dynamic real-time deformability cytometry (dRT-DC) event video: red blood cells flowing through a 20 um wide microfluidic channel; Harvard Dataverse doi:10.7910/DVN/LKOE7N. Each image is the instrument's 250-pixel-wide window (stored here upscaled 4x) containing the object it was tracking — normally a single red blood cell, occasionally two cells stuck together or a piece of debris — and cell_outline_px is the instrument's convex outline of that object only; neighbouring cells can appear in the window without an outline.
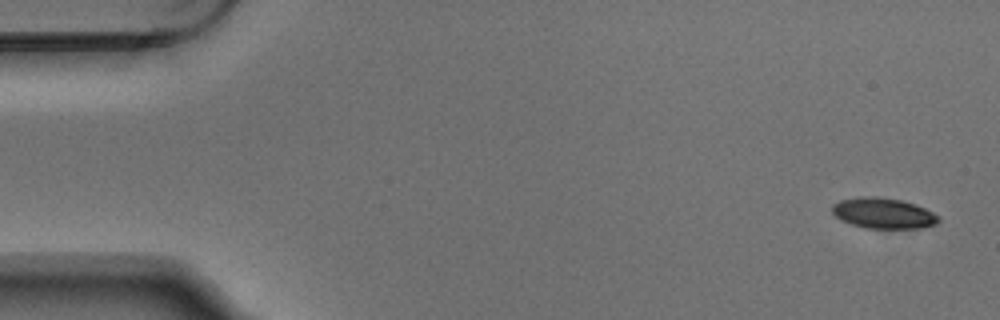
{"species": "Egyptian fruit bat (a non-hibernating species)", "species_latin": "Rousettus aegyptiacus", "temperature_condition": "warm", "stored_images_in_passage": 5, "camera_frame_rate_fps": 3000, "um_per_image_px": 0.085, "animal": {"sex": "male"}, "frame": {"image": 1, "passage_image": 1, "time_ms": 0.0, "image_size_px": [1000, 320], "cell_outline_px": [[940, 220], [936, 224], [924, 228], [864, 228], [840, 220], [832, 212], [832, 204], [840, 200], [860, 196], [876, 196], [900, 200], [916, 204], [940, 216]], "centroid_in_image_um": [75.08, 18.12], "position_along_channel_um": 9.9, "area_um2": 19.13}}
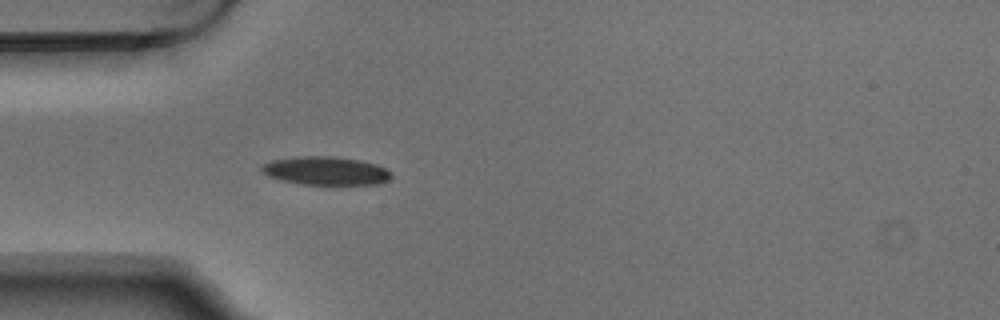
{"frame": {"image": 2, "passage_image": 5, "time_ms": 1.333, "image_size_px": [1000, 320], "cell_outline_px": [[392, 176], [388, 180], [380, 184], [300, 184], [268, 176], [260, 172], [260, 164], [272, 160], [296, 156], [336, 156], [360, 160], [376, 164], [392, 172]], "centroid_in_image_um": [27.67, 14.5], "position_along_channel_um": 57.3, "area_um2": 21.62}}